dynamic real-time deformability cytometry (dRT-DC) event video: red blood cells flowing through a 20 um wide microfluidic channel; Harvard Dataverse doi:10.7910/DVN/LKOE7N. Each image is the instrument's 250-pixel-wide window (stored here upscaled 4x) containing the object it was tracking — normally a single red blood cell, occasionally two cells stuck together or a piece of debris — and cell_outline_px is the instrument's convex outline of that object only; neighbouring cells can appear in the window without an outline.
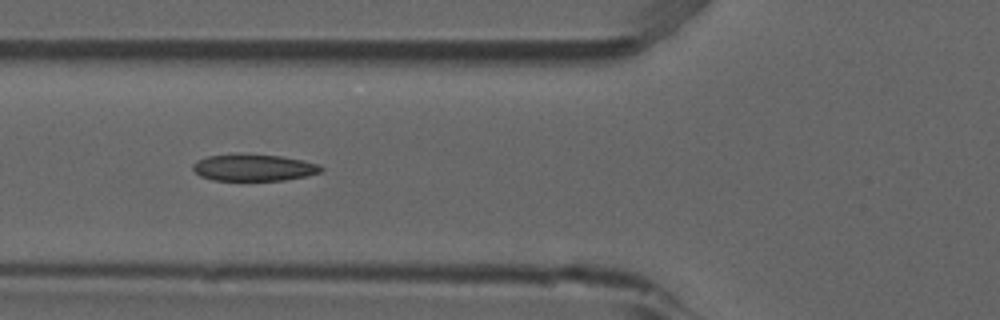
{"species": "common noctule bat (a hibernating species)", "species_latin": "Nyctalus noctula", "temperature_condition": "room temperature", "stored_images_in_passage": 6, "camera_frame_rate_fps": 3000, "um_per_image_px": 0.085, "animal": {"sex": "male", "forearm_length_mm": 52.5}, "frame": {"image": 1, "passage_image": 5, "time_ms": 1.333, "image_size_px": [1000, 320], "cell_outline_px": [[324, 168], [320, 172], [304, 176], [284, 180], [212, 180], [200, 176], [192, 168], [192, 164], [196, 160], [208, 156], [236, 152], [280, 156], [304, 160], [320, 164]], "centroid_in_image_um": [21.53, 14.22], "position_along_channel_um": 104.3, "area_um2": 20.35}}
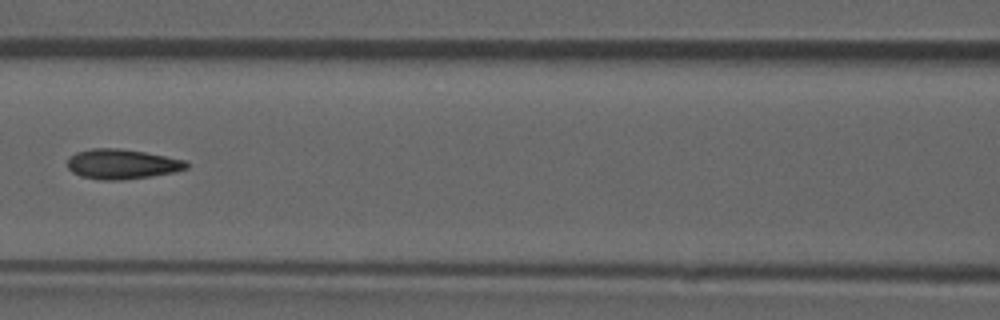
{"frame": {"image": 2, "passage_image": 6, "time_ms": 1.667, "image_size_px": [1000, 320], "cell_outline_px": [[188, 168], [172, 172], [152, 176], [120, 180], [100, 180], [80, 176], [72, 172], [68, 168], [68, 160], [76, 152], [92, 148], [120, 148], [144, 152], [184, 160], [188, 164]], "centroid_in_image_um": [10.34, 13.95], "position_along_channel_um": 156.3, "area_um2": 20.58}}